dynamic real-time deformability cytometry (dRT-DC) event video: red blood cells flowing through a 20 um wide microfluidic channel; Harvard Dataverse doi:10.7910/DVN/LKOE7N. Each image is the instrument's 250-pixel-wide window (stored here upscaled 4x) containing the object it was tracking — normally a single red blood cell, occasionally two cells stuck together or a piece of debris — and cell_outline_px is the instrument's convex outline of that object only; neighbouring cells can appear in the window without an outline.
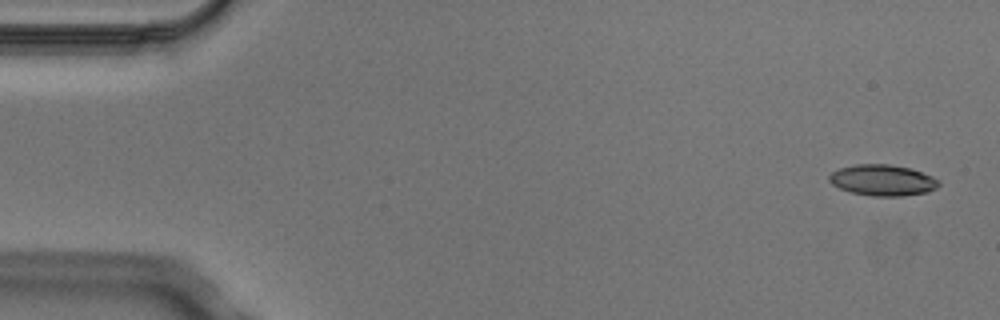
{"species": "Egyptian fruit bat (a non-hibernating species)", "species_latin": "Rousettus aegyptiacus", "temperature_condition": "cold", "stored_images_in_passage": 4, "camera_frame_rate_fps": 3000, "um_per_image_px": 0.085, "animal": {"sex": "male"}, "frame": {"image": 1, "passage_image": 1, "time_ms": 0.0, "image_size_px": [1000, 320], "cell_outline_px": [[940, 184], [936, 188], [928, 192], [904, 196], [872, 196], [852, 192], [840, 188], [832, 184], [828, 180], [828, 176], [832, 172], [840, 168], [856, 164], [888, 164], [912, 168], [932, 176], [940, 180]], "centroid_in_image_um": [75.05, 15.31], "position_along_channel_um": 10.0, "area_um2": 19.94}}
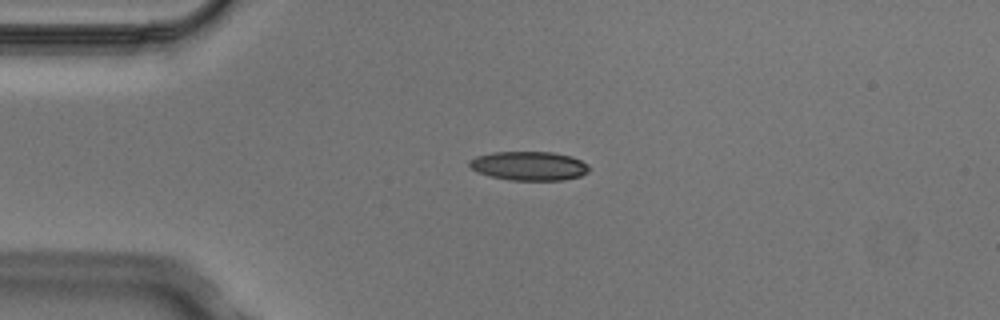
{"frame": {"image": 2, "passage_image": 3, "time_ms": 0.667, "image_size_px": [1000, 320], "cell_outline_px": [[592, 168], [588, 172], [580, 176], [564, 180], [508, 180], [488, 176], [476, 172], [468, 164], [468, 160], [476, 156], [492, 152], [552, 152], [572, 156], [588, 164]], "centroid_in_image_um": [44.96, 14.1], "position_along_channel_um": 40.0, "area_um2": 20.52}}